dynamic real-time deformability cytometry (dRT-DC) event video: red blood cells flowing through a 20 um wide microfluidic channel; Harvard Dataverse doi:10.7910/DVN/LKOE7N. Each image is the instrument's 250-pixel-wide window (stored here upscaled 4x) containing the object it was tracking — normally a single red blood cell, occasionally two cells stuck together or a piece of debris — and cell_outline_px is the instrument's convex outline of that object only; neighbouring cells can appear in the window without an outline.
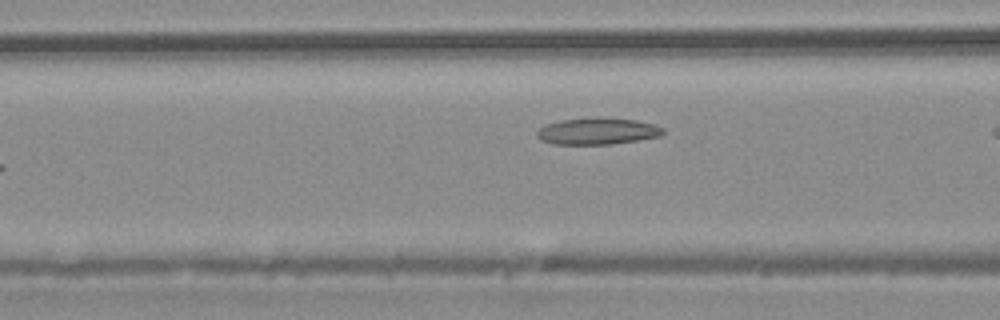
{"species": "common noctule bat (a hibernating species)", "species_latin": "Nyctalus noctula", "temperature_condition": "warm", "stored_images_in_passage": 5, "camera_frame_rate_fps": 3000, "um_per_image_px": 0.085, "animal": {"sex": "male", "body_mass_g": 20.4}, "frame": {"image": 1, "passage_image": 4, "time_ms": 1.0, "image_size_px": [1000, 320], "cell_outline_px": [[664, 132], [660, 136], [612, 144], [552, 144], [540, 140], [536, 136], [536, 132], [544, 124], [560, 120], [600, 116], [636, 120], [656, 124], [664, 128]], "centroid_in_image_um": [50.76, 11.13], "position_along_channel_um": 115.8, "area_um2": 19.94}}